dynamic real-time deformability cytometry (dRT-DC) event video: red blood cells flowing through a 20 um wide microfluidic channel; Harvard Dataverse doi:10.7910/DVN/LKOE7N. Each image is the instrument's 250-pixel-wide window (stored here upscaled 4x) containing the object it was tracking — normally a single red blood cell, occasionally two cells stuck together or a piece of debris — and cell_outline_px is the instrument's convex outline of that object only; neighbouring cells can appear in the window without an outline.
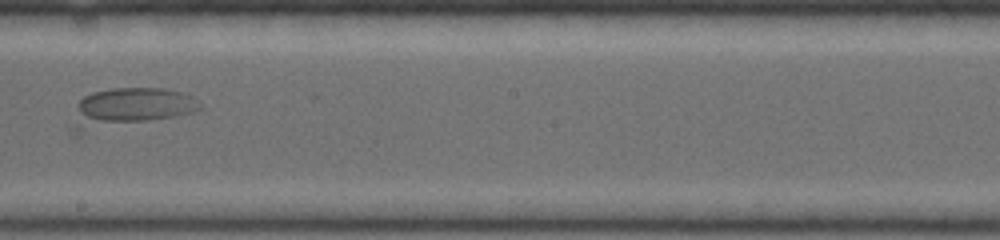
{"species": "common noctule bat (a hibernating species)", "species_latin": "Nyctalus noctula", "temperature_condition": "warm", "stored_images_in_passage": 24, "camera_frame_rate_fps": 5000, "um_per_image_px": 0.085, "animal": {"sex": "female", "body_mass_g": 19.0, "forearm_length_mm": 53.3}, "frame": {"image": 1, "passage_image": 16, "time_ms": 5.0, "image_size_px": [1000, 240], "cell_outline_px": [[204, 108], [192, 112], [176, 116], [144, 120], [84, 120], [80, 112], [80, 100], [84, 96], [92, 92], [112, 88], [164, 88], [180, 92], [192, 96]], "centroid_in_image_um": [11.59, 8.86], "position_along_channel_um": 236.6, "area_um2": 23.64}}